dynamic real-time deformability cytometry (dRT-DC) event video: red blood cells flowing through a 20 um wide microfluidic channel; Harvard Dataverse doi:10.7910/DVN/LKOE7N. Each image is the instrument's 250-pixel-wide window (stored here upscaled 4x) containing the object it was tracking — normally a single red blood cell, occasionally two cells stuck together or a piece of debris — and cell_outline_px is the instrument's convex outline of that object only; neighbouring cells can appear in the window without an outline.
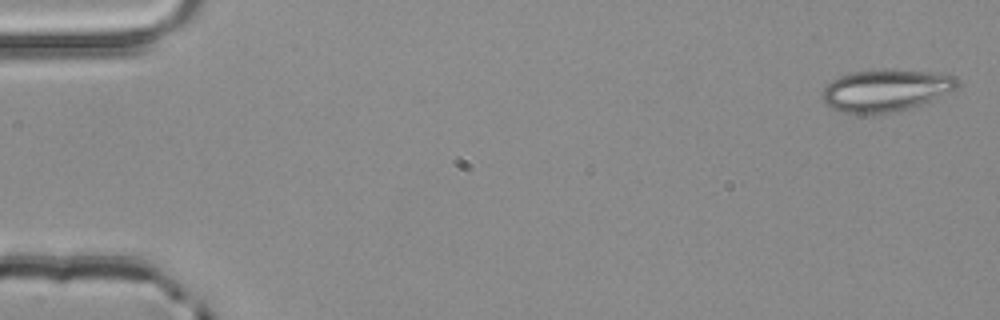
{"species": "common noctule bat (a hibernating species)", "species_latin": "Nyctalus noctula", "temperature_condition": "room temperature", "stored_images_in_passage": 4, "camera_frame_rate_fps": 3000, "um_per_image_px": 0.085, "animal": {"sex": "male", "body_mass_g": 20.4}, "frame": {"image": 1, "passage_image": 1, "time_ms": 0.0, "image_size_px": [1000, 320], "cell_outline_px": [[960, 84], [952, 92], [908, 108], [876, 116], [844, 112], [832, 108], [824, 104], [820, 96], [824, 88], [832, 80], [840, 76], [852, 72], [936, 72], [952, 76]], "centroid_in_image_um": [75.23, 7.75], "position_along_channel_um": 9.8, "area_um2": 32.37}}